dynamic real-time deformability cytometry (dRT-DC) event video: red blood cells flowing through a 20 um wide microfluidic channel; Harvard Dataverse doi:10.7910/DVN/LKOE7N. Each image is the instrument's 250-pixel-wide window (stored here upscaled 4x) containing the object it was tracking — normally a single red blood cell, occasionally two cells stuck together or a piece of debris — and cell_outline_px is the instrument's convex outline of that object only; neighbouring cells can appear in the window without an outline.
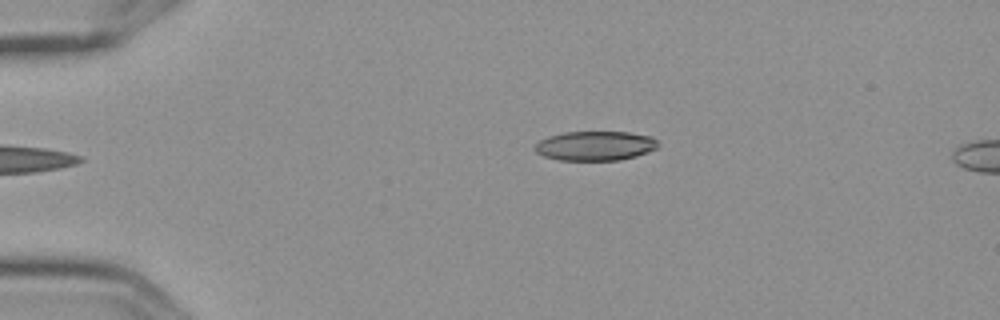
{"species": "Egyptian fruit bat (a non-hibernating species)", "species_latin": "Rousettus aegyptiacus", "temperature_condition": "cold", "stored_images_in_passage": 2, "camera_frame_rate_fps": 3000, "um_per_image_px": 0.085, "frame": {"image": 1, "passage_image": 2, "time_ms": 0.333, "image_size_px": [1000, 320], "cell_outline_px": [[660, 144], [656, 148], [648, 152], [636, 156], [620, 160], [560, 160], [544, 156], [536, 152], [532, 148], [540, 140], [548, 136], [564, 132], [628, 132], [652, 136]], "centroid_in_image_um": [50.59, 12.39], "position_along_channel_um": 34.4, "area_um2": 21.21}}